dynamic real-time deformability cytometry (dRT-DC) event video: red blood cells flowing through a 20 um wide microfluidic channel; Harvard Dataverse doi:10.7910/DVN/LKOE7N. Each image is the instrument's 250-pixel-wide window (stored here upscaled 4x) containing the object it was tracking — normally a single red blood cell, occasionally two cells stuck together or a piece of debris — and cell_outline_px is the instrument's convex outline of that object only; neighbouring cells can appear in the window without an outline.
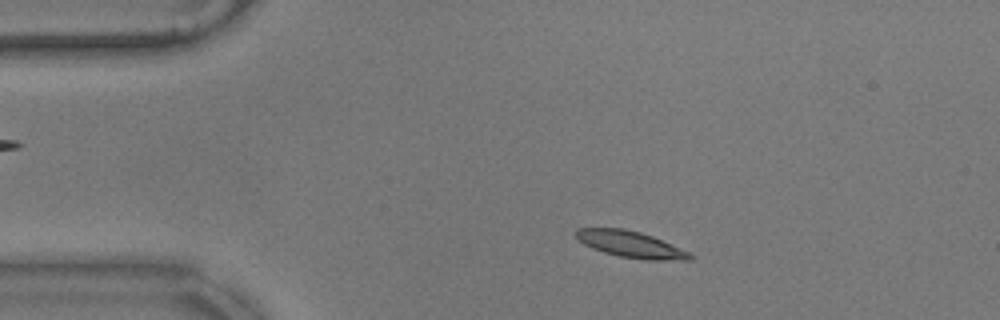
{"species": "common noctule bat (a hibernating species)", "species_latin": "Nyctalus noctula", "temperature_condition": "warm", "stored_images_in_passage": 54, "camera_frame_rate_fps": 3000, "um_per_image_px": 0.085, "animal": {"sex": "male", "body_mass_g": 17.9}, "frame": {"image": 1, "passage_image": 7, "time_ms": 2.0, "image_size_px": [1000, 320], "cell_outline_px": [[692, 260], [648, 260], [620, 256], [604, 252], [592, 248], [584, 244], [576, 236], [576, 228], [624, 228], [640, 232], [652, 236], [688, 252], [692, 256]], "centroid_in_image_um": [53.59, 20.76], "position_along_channel_um": 31.4, "area_um2": 17.22}}
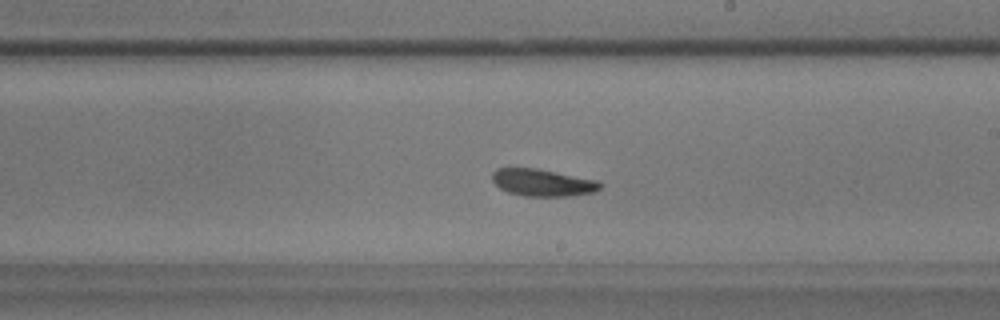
{"frame": {"image": 2, "passage_image": 29, "time_ms": 9.333, "image_size_px": [1000, 320], "cell_outline_px": [[600, 188], [592, 192], [572, 196], [524, 196], [508, 192], [500, 188], [492, 180], [492, 172], [496, 168], [540, 168], [600, 180]], "centroid_in_image_um": [46.13, 15.51], "position_along_channel_um": 242.9, "area_um2": 17.28}}
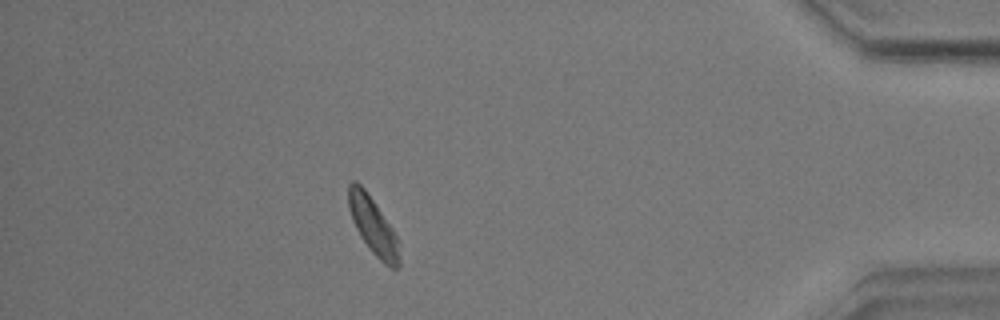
{"frame": {"image": 3, "passage_image": 47, "time_ms": 15.333, "image_size_px": [1000, 320], "cell_outline_px": [[400, 264], [396, 268], [392, 268], [384, 264], [372, 252], [360, 236], [352, 220], [348, 208], [348, 184], [352, 180], [356, 180], [364, 188], [392, 228], [400, 240]], "centroid_in_image_um": [31.72, 19.21], "position_along_channel_um": 403.5, "area_um2": 16.99}, "authors_computed_cell_mechanics": {"area_um2": 17.1088, "velocity_mm_per_s": 3.486, "shape_relaxation_time_tau1_ms": 5.4117, "shape_relaxation_time_tau2_ms": null, "deformation_change_tau1": 0.1053, "deformation_change_tau2": null}}